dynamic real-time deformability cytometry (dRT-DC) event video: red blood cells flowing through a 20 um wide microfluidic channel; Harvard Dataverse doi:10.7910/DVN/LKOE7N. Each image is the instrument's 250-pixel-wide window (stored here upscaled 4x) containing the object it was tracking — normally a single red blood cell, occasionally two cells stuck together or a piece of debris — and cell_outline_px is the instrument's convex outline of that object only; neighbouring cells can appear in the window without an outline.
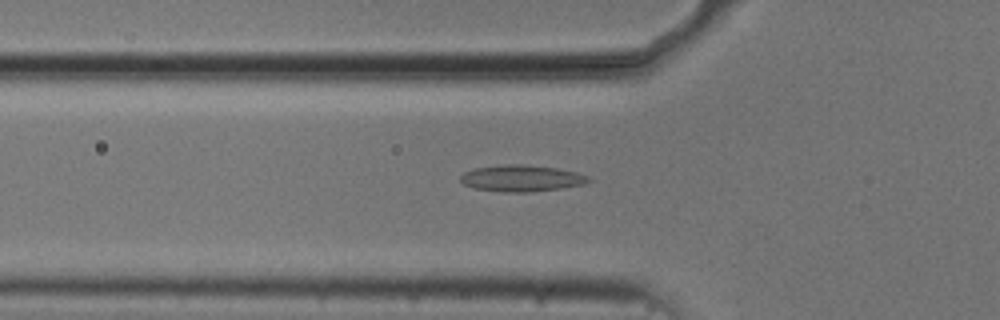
{"species": "common noctule bat (a hibernating species)", "species_latin": "Nyctalus noctula", "temperature_condition": "cold", "stored_images_in_passage": 33, "camera_frame_rate_fps": 3000, "um_per_image_px": 0.085, "animal": {"sex": "male", "body_mass_g": 20.5, "forearm_length_mm": 52.5}, "frame": {"image": 1, "passage_image": 2, "time_ms": 0.333, "image_size_px": [1000, 320], "cell_outline_px": [[592, 180], [584, 184], [560, 188], [532, 192], [504, 192], [472, 188], [464, 184], [460, 180], [460, 176], [464, 172], [472, 168], [508, 164], [524, 164], [556, 168], [576, 172], [588, 176]], "centroid_in_image_um": [44.3, 15.15], "position_along_channel_um": 81.5, "area_um2": 19.83}}
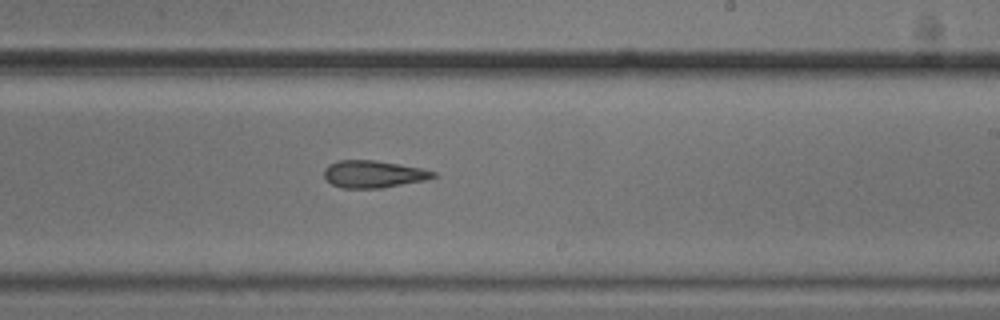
{"frame": {"image": 2, "passage_image": 16, "time_ms": 5.0, "image_size_px": [1000, 320], "cell_outline_px": [[436, 176], [424, 180], [380, 188], [340, 188], [332, 184], [324, 176], [324, 168], [328, 164], [336, 160], [376, 160], [420, 168], [436, 172]], "centroid_in_image_um": [31.69, 14.79], "position_along_channel_um": 257.3, "area_um2": 17.22}}
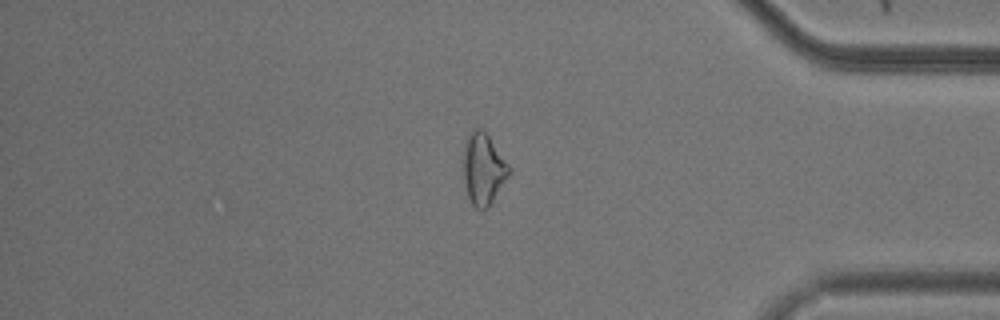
{"frame": {"image": 3, "passage_image": 29, "time_ms": 9.333, "image_size_px": [1000, 320], "cell_outline_px": [[512, 172], [488, 208], [480, 212], [472, 204], [468, 196], [464, 180], [460, 160], [464, 140], [472, 128], [480, 128], [488, 136], [512, 168]], "centroid_in_image_um": [41.05, 14.36], "position_along_channel_um": 394.2, "area_um2": 19.77}, "authors_computed_cell_mechanics": {"area_um2": 17.629, "velocity_mm_per_s": 3.7427, "shape_relaxation_time_tau1_ms": null, "shape_relaxation_time_tau2_ms": 7.547, "deformation_change_tau1": null, "deformation_change_tau2": 0.1968}}